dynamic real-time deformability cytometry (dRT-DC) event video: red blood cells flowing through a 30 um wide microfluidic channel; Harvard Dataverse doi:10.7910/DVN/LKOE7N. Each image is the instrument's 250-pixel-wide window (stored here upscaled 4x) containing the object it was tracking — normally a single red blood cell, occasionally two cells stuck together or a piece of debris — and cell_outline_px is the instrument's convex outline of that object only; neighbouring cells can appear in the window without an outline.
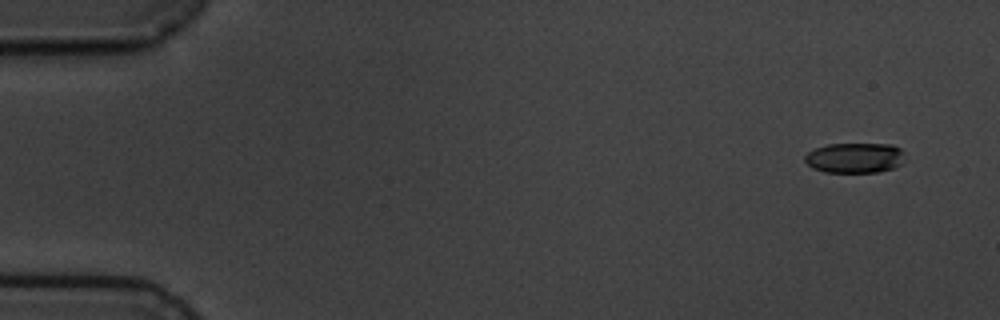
{"species": "common noctule bat (a hibernating species)", "species_latin": "Nyctalus noctula", "temperature_condition": "cold", "stored_images_in_passage": 6, "segment_of_instrument_passage": [2, 2], "camera_frame_rate_fps": 3000, "um_per_image_px": 0.085, "animal": {"sex": "male", "body_mass_g": 19.5, "forearm_length_mm": 54.6}, "frame": {"image": 1, "passage_image": 6, "time_ms": 6.333, "image_size_px": [1000, 320], "cell_outline_px": [[900, 164], [892, 168], [876, 172], [824, 172], [812, 168], [804, 160], [804, 156], [808, 152], [816, 148], [828, 144], [892, 144], [900, 148]], "centroid_in_image_um": [72.57, 13.41], "position_along_channel_um": 12.4, "area_um2": 17.28}}